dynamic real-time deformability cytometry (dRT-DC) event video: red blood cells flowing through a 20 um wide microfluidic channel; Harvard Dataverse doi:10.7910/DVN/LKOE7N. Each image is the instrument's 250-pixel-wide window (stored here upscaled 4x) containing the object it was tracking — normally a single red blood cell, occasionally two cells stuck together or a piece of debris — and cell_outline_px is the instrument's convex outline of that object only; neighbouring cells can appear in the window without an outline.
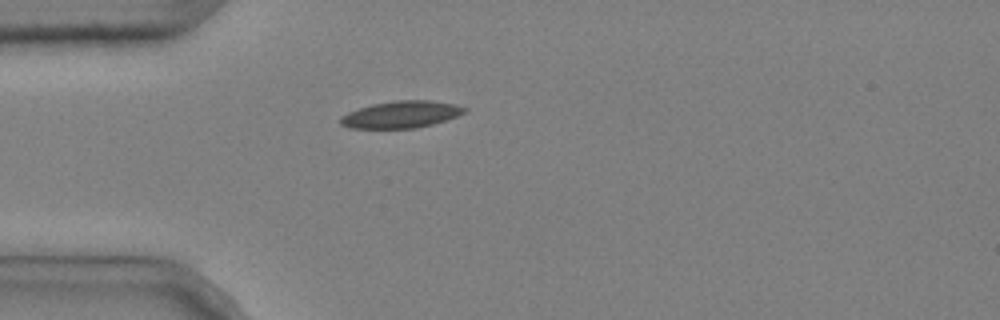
{"species": "common noctule bat (a hibernating species)", "species_latin": "Nyctalus noctula", "temperature_condition": "cold", "stored_images_in_passage": 2, "camera_frame_rate_fps": 3000, "um_per_image_px": 0.085, "animal": {"sex": "male", "body_mass_g": 20.4}, "frame": {"image": 1, "passage_image": 2, "time_ms": 0.333, "image_size_px": [1000, 320], "cell_outline_px": [[468, 112], [432, 124], [416, 128], [348, 128], [340, 124], [340, 116], [348, 112], [372, 104], [396, 100], [428, 100], [456, 104], [468, 108]], "centroid_in_image_um": [34.1, 9.72], "position_along_channel_um": 50.9, "area_um2": 19.48}}